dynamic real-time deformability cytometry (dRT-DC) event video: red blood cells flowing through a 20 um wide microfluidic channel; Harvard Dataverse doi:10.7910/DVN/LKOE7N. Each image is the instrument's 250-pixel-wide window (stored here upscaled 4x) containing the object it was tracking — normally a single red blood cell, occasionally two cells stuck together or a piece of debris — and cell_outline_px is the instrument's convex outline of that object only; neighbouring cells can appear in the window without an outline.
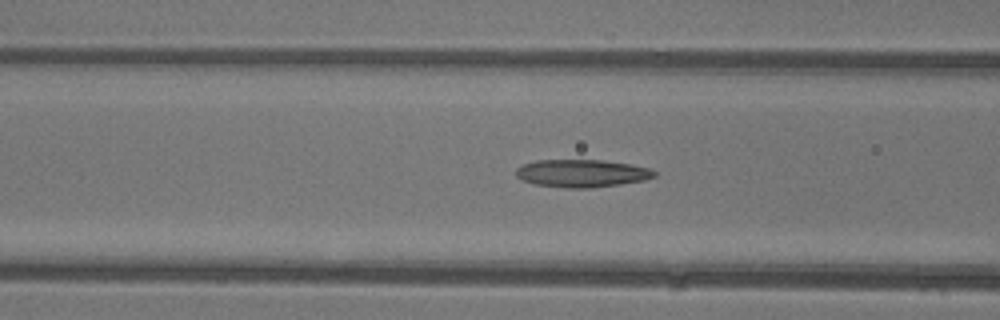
{"species": "common noctule bat (a hibernating species)", "species_latin": "Nyctalus noctula", "temperature_condition": "warm", "stored_images_in_passage": 5, "camera_frame_rate_fps": 3000, "um_per_image_px": 0.085, "animal": {"sex": "female"}, "frame": {"image": 1, "passage_image": 4, "time_ms": 4.667, "image_size_px": [1000, 320], "cell_outline_px": [[656, 176], [644, 180], [620, 184], [592, 188], [568, 188], [532, 184], [516, 176], [516, 168], [520, 164], [536, 160], [604, 160], [632, 164], [652, 168], [656, 172]], "centroid_in_image_um": [49.46, 14.72], "position_along_channel_um": 117.1, "area_um2": 22.6}}